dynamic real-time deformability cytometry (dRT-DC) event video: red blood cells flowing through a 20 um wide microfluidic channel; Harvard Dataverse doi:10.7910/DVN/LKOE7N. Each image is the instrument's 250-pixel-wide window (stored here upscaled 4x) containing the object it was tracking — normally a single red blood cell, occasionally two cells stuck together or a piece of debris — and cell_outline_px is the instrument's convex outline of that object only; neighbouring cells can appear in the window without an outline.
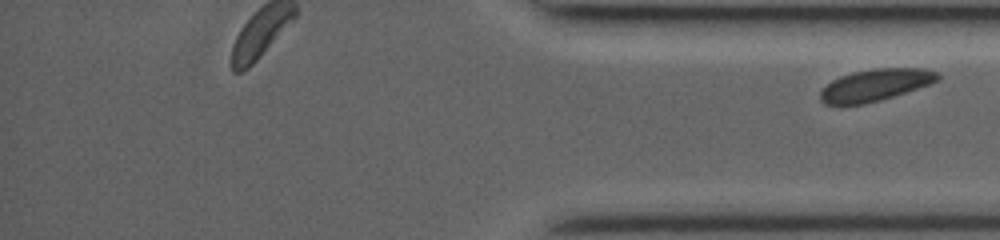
{"species": "common noctule bat (a hibernating species)", "species_latin": "Nyctalus noctula", "temperature_condition": "room temperature", "stored_images_in_passage": 36, "segment_of_instrument_passage": [2, 2], "camera_frame_rate_fps": 3500, "um_per_image_px": 0.085, "animal": {"sex": "female", "body_mass_g": 19.0, "forearm_length_mm": 53.3}, "frame": {"image": 1, "passage_image": 36, "time_ms": 10.0, "image_size_px": [1000, 240], "cell_outline_px": [[940, 76], [936, 80], [928, 84], [880, 100], [864, 104], [824, 104], [820, 100], [820, 92], [832, 80], [840, 76], [852, 72], [876, 68], [920, 68], [940, 72]], "centroid_in_image_um": [74.38, 7.21], "position_along_channel_um": 360.8, "area_um2": 21.44}}